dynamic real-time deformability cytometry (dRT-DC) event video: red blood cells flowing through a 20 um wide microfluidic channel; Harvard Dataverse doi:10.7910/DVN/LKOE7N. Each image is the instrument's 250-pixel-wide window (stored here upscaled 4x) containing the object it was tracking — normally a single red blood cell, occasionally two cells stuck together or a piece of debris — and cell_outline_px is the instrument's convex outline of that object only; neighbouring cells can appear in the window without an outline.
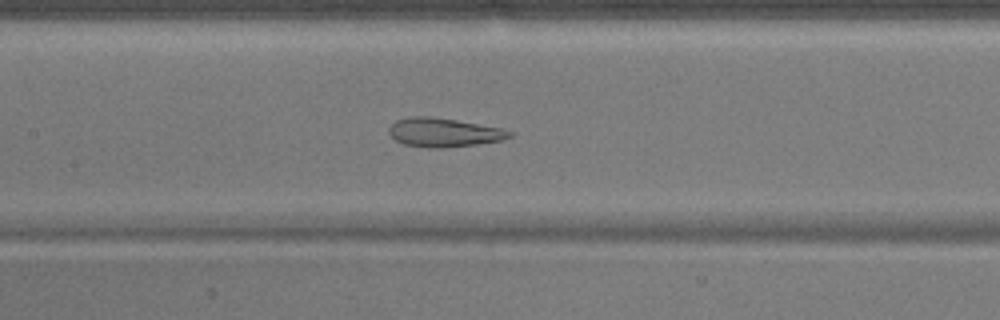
{"species": "common noctule bat (a hibernating species)", "species_latin": "Nyctalus noctula", "temperature_condition": "warm", "stored_images_in_passage": 47, "camera_frame_rate_fps": 3000, "um_per_image_px": 0.085, "animal": {"sex": "male", "body_mass_g": 17.9}, "frame": {"image": 1, "passage_image": 23, "time_ms": 7.333, "image_size_px": [1000, 320], "cell_outline_px": [[512, 136], [504, 140], [476, 144], [444, 148], [428, 148], [404, 144], [396, 140], [388, 132], [388, 128], [396, 120], [412, 116], [428, 116], [456, 120], [500, 128], [512, 132]], "centroid_in_image_um": [37.71, 11.26], "position_along_channel_um": 169.7, "area_um2": 20.17}}
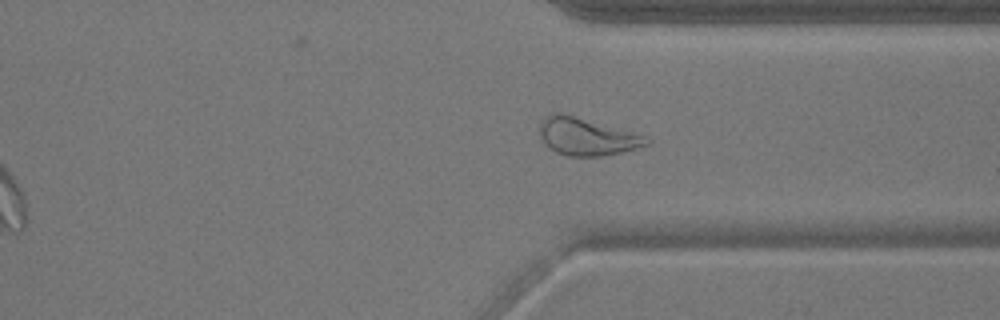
{"frame": {"image": 2, "passage_image": 38, "time_ms": 12.333, "image_size_px": [1000, 320], "cell_outline_px": [[652, 140], [648, 144], [620, 152], [600, 156], [568, 156], [556, 152], [540, 136], [540, 124], [544, 116], [552, 112], [560, 112], [644, 136]], "centroid_in_image_um": [49.82, 11.6], "position_along_channel_um": 361.6, "area_um2": 22.6}}
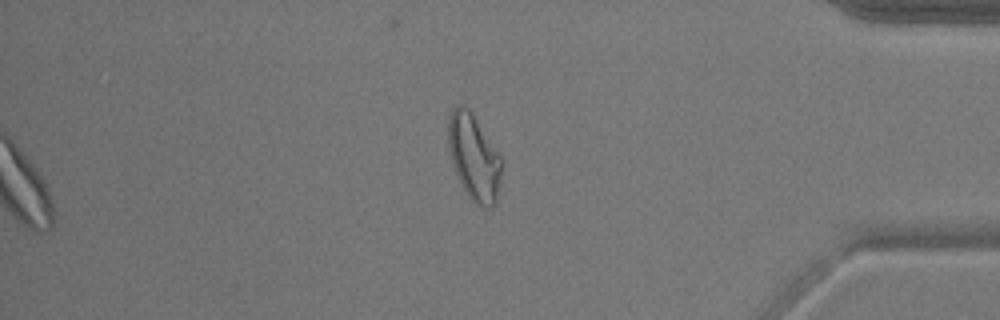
{"frame": {"image": 3, "passage_image": 43, "time_ms": 14.0, "image_size_px": [1000, 320], "cell_outline_px": [[500, 176], [496, 200], [488, 208], [480, 208], [468, 196], [456, 172], [452, 160], [448, 144], [448, 116], [452, 108], [460, 104], [464, 104], [472, 112], [500, 152]], "centroid_in_image_um": [40.27, 13.3], "position_along_channel_um": 394.9, "area_um2": 26.59}, "authors_computed_cell_mechanics": {"area_um2": 25.2586, "velocity_mm_per_s": 3.8393, "shape_relaxation_time_tau1_ms": null, "shape_relaxation_time_tau2_ms": 1.6109, "deformation_change_tau1": null, "deformation_change_tau2": 0.1161}}